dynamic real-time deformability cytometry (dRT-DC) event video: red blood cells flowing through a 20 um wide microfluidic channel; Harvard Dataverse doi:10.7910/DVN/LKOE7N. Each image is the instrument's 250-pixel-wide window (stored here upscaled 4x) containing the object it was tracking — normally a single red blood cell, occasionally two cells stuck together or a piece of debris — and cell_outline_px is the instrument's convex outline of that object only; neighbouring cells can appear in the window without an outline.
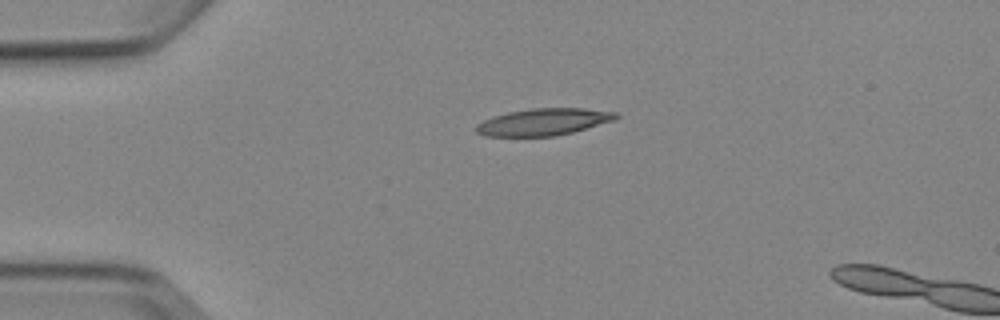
{"species": "Egyptian fruit bat (a non-hibernating species)", "species_latin": "Rousettus aegyptiacus", "temperature_condition": "cold", "stored_images_in_passage": 2, "camera_frame_rate_fps": 3000, "um_per_image_px": 0.085, "animal": {"sex": "female"}, "frame": {"image": 1, "passage_image": 1, "time_ms": 0.0, "image_size_px": [1000, 320], "cell_outline_px": [[620, 116], [616, 120], [572, 132], [556, 136], [484, 136], [476, 132], [472, 128], [476, 124], [492, 116], [508, 112], [532, 108], [584, 108], [616, 112]], "centroid_in_image_um": [46.18, 10.36], "position_along_channel_um": 38.8, "area_um2": 22.14}}